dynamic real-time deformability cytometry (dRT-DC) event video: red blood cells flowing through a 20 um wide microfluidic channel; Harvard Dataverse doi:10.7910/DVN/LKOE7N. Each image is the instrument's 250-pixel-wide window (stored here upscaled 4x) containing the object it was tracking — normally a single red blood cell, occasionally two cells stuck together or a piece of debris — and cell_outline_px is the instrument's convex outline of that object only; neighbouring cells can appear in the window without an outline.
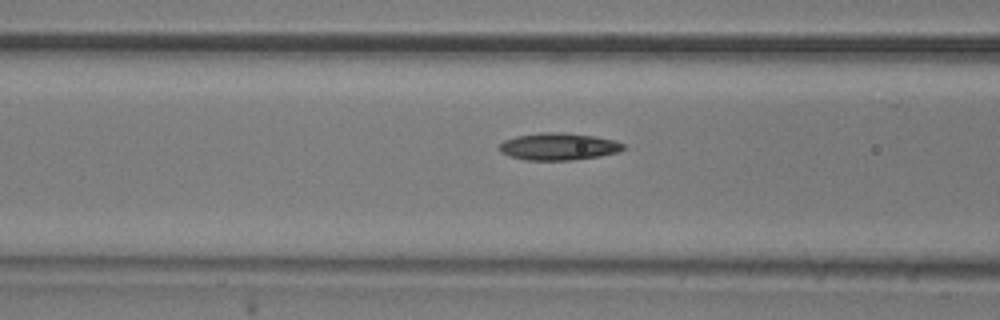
{"species": "common noctule bat (a hibernating species)", "species_latin": "Nyctalus noctula", "temperature_condition": "room temperature", "stored_images_in_passage": 10, "camera_frame_rate_fps": 3000, "um_per_image_px": 0.085, "animal": {"sex": "male", "body_mass_g": 20.5, "forearm_length_mm": 52.5}, "frame": {"image": 1, "passage_image": 9, "time_ms": 2.667, "image_size_px": [1000, 320], "cell_outline_px": [[624, 148], [620, 152], [600, 156], [568, 160], [524, 160], [508, 156], [500, 152], [500, 144], [504, 140], [516, 136], [540, 132], [564, 132], [596, 136], [616, 140], [624, 144]], "centroid_in_image_um": [47.48, 12.45], "position_along_channel_um": 119.1, "area_um2": 19.83}}